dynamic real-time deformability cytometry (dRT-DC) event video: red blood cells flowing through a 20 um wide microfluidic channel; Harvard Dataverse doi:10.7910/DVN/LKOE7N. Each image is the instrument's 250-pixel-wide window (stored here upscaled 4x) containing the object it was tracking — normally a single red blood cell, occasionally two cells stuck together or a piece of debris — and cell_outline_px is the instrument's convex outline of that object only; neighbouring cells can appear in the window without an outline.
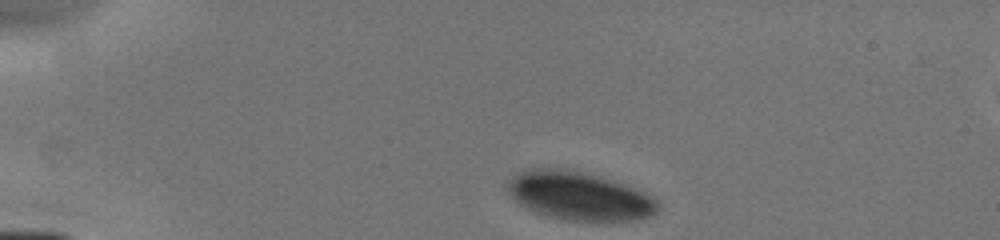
{"species": "human", "species_latin": "Homo sapiens", "temperature_condition": "cold", "stored_images_in_passage": 6, "camera_frame_rate_fps": 3000, "um_per_image_px": 0.085, "donor": {"sex": "male"}, "frame": {"image": 1, "passage_image": 1, "time_ms": 0.0, "image_size_px": [1000, 240], "cell_outline_px": [[660, 204], [656, 212], [652, 216], [636, 220], [596, 224], [588, 224], [560, 220], [544, 216], [520, 204], [504, 188], [508, 180], [516, 172], [532, 168], [564, 168], [600, 176], [636, 188], [652, 196]], "centroid_in_image_um": [49.24, 16.7], "position_along_channel_um": 35.8, "area_um2": 43.87}}